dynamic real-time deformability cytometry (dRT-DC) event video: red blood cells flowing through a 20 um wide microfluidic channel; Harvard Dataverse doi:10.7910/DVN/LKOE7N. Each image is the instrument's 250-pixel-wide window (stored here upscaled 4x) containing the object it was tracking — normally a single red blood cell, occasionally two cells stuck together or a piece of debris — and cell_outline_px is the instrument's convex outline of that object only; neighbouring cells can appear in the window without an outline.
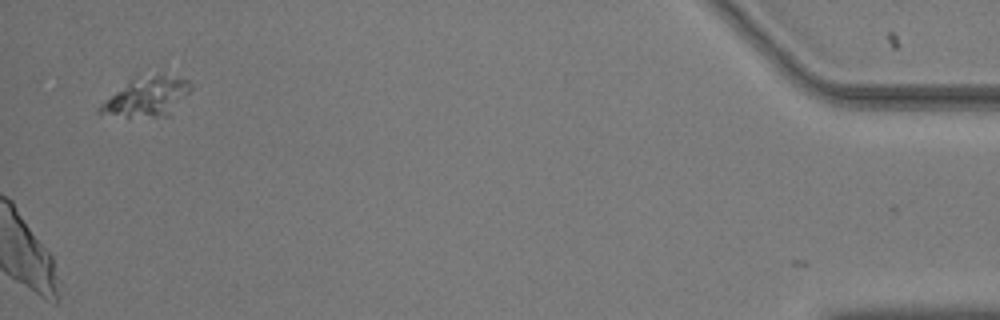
{"species": "common noctule bat (a hibernating species)", "species_latin": "Nyctalus noctula", "temperature_condition": "warm", "stored_images_in_passage": 41, "camera_frame_rate_fps": 3000, "um_per_image_px": 0.085, "animal": {"sex": "male", "body_mass_g": 20.5, "forearm_length_mm": 52.5}, "frame": {"image": 1, "passage_image": 41, "time_ms": 13.333, "image_size_px": [1000, 320], "cell_outline_px": [[192, 88], [168, 116], [128, 120], [96, 112], [96, 108], [100, 104], [132, 76], [164, 76], [188, 80], [192, 84]], "centroid_in_image_um": [12.37, 8.3], "position_along_channel_um": 422.8, "area_um2": 21.27}}